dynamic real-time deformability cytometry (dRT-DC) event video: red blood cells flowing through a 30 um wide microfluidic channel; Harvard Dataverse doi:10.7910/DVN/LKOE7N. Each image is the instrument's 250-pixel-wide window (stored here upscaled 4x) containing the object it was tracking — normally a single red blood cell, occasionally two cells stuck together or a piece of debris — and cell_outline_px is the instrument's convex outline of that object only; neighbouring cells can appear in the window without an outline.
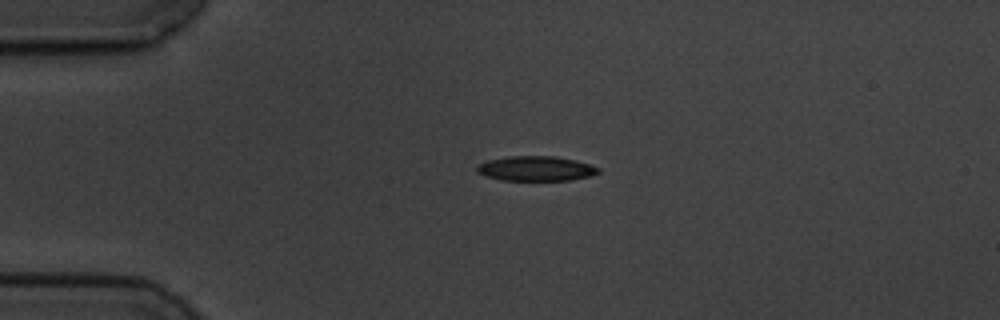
{"species": "common noctule bat (a hibernating species)", "species_latin": "Nyctalus noctula", "temperature_condition": "cold", "stored_images_in_passage": 2, "camera_frame_rate_fps": 3000, "um_per_image_px": 0.085, "animal": {"sex": "male", "body_mass_g": 19.5, "forearm_length_mm": 54.6}, "frame": {"image": 1, "passage_image": 1, "time_ms": 0.0, "image_size_px": [1000, 320], "cell_outline_px": [[600, 172], [592, 176], [572, 180], [500, 180], [484, 176], [476, 172], [476, 164], [488, 160], [508, 156], [556, 156], [576, 160], [600, 168]], "centroid_in_image_um": [45.53, 14.33], "position_along_channel_um": 39.5, "area_um2": 17.8}}